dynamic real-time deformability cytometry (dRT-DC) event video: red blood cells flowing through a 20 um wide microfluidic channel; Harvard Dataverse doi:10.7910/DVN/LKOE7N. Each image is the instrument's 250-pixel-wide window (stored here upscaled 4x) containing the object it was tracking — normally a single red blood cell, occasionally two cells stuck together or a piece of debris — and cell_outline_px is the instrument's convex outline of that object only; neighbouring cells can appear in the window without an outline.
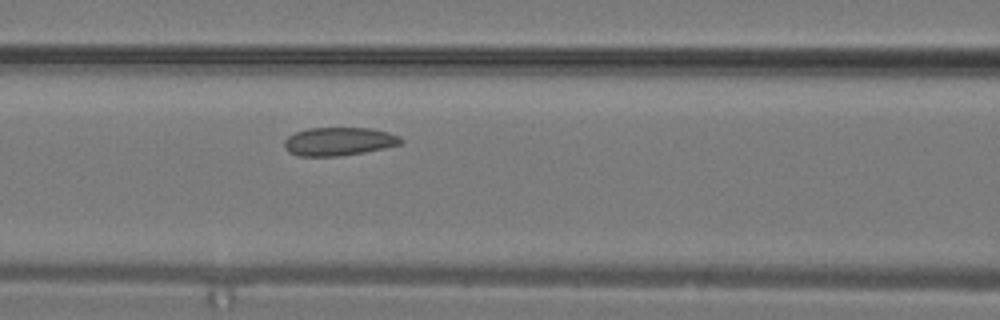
{"species": "common noctule bat (a hibernating species)", "species_latin": "Nyctalus noctula", "temperature_condition": "warm", "stored_images_in_passage": 11, "camera_frame_rate_fps": 3000, "um_per_image_px": 0.085, "animal": {"sex": "male", "body_mass_g": 19.2, "forearm_length_mm": 51.8}, "frame": {"image": 1, "passage_image": 10, "time_ms": 3.0, "image_size_px": [1000, 320], "cell_outline_px": [[404, 140], [400, 144], [384, 148], [364, 152], [340, 156], [296, 156], [288, 152], [284, 148], [284, 140], [288, 136], [296, 132], [308, 128], [372, 128], [388, 132], [400, 136]], "centroid_in_image_um": [28.78, 12.02], "position_along_channel_um": 137.8, "area_um2": 19.36}}